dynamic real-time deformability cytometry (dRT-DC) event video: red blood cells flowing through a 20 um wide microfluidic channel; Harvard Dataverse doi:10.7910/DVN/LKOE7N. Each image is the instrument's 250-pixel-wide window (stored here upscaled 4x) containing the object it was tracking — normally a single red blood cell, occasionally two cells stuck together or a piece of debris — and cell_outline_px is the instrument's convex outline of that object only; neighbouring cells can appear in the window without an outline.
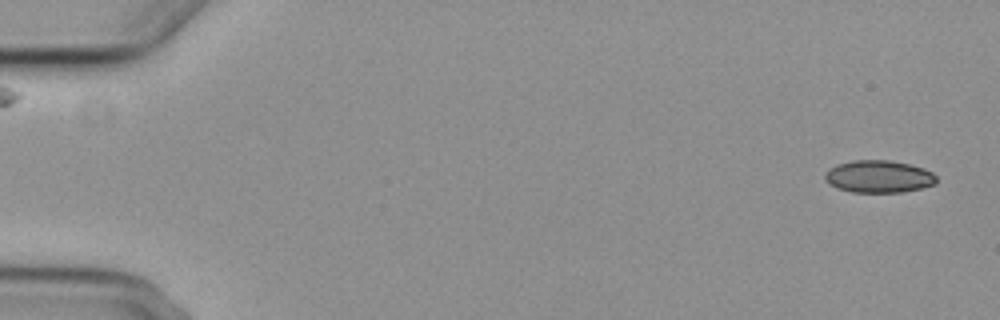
{"species": "common noctule bat (a hibernating species)", "species_latin": "Nyctalus noctula", "temperature_condition": "cold", "stored_images_in_passage": 5, "segment_of_instrument_passage": [1, 2], "camera_frame_rate_fps": 3000, "um_per_image_px": 0.085, "animal": {"sex": "female", "body_mass_g": 29.2, "forearm_length_mm": 56.3}, "frame": {"image": 1, "passage_image": 1, "time_ms": 0.0, "image_size_px": [1000, 320], "cell_outline_px": [[936, 184], [920, 188], [900, 192], [852, 192], [836, 188], [828, 184], [824, 180], [824, 176], [828, 168], [836, 164], [852, 160], [892, 160], [924, 168], [932, 172], [936, 176]], "centroid_in_image_um": [74.65, 15.0], "position_along_channel_um": 10.4, "area_um2": 21.21}}
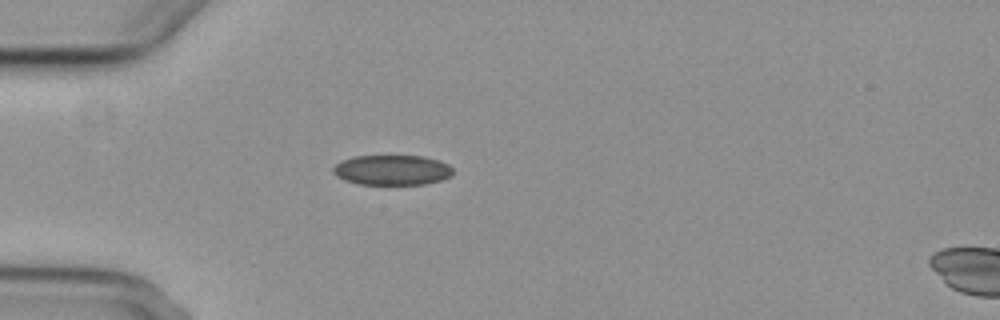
{"frame": {"image": 2, "passage_image": 4, "time_ms": 4.667, "image_size_px": [1000, 320], "cell_outline_px": [[452, 176], [440, 180], [424, 184], [356, 184], [344, 180], [336, 176], [332, 172], [332, 168], [340, 160], [352, 156], [424, 156], [448, 164], [452, 168]], "centroid_in_image_um": [33.27, 14.45], "position_along_channel_um": 51.7, "area_um2": 21.1}}